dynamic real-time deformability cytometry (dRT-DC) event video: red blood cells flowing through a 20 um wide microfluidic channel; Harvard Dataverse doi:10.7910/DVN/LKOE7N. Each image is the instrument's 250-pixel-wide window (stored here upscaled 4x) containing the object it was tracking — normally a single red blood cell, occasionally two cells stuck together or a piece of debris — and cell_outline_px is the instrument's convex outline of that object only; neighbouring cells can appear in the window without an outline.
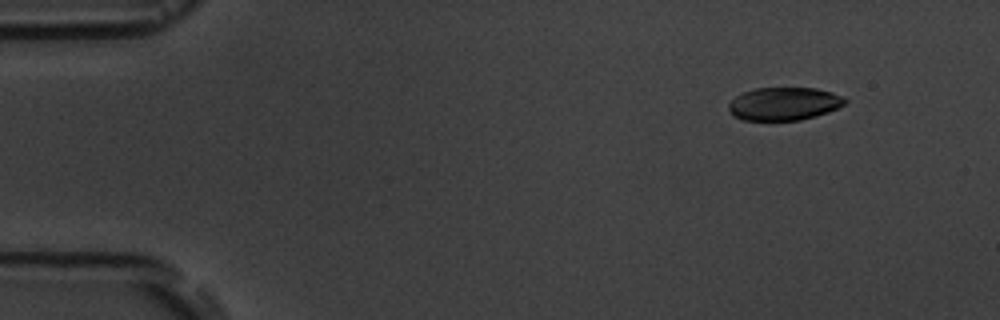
{"species": "common noctule bat (a hibernating species)", "species_latin": "Nyctalus noctula", "temperature_condition": "room temperature", "stored_images_in_passage": 9, "camera_frame_rate_fps": 3000, "um_per_image_px": 0.085, "animal": {"sex": "male", "body_mass_g": 19.5, "forearm_length_mm": 54.6}, "frame": {"image": 1, "passage_image": 2, "time_ms": 1.0, "image_size_px": [1000, 320], "cell_outline_px": [[848, 100], [844, 104], [828, 112], [816, 116], [800, 120], [744, 120], [732, 116], [728, 108], [728, 104], [736, 96], [744, 92], [756, 88], [816, 88], [832, 92]], "centroid_in_image_um": [66.62, 8.82], "position_along_channel_um": 18.4, "area_um2": 22.31}}
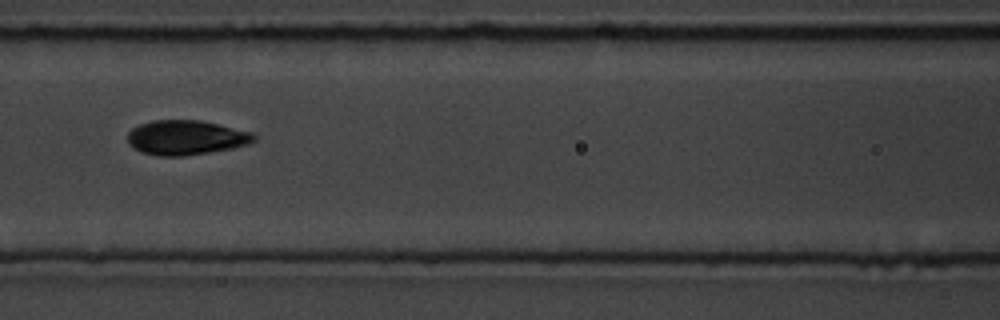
{"frame": {"image": 2, "passage_image": 7, "time_ms": 7.333, "image_size_px": [1000, 320], "cell_outline_px": [[256, 140], [248, 144], [232, 148], [184, 156], [160, 156], [140, 152], [132, 148], [128, 144], [128, 132], [132, 128], [140, 124], [152, 120], [200, 120], [252, 132], [256, 136]], "centroid_in_image_um": [15.78, 11.69], "position_along_channel_um": 150.8, "area_um2": 25.55}}
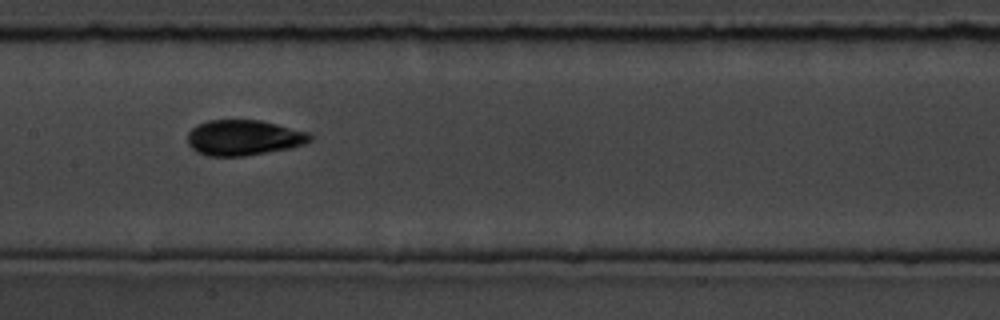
{"frame": {"image": 3, "passage_image": 8, "time_ms": 8.333, "image_size_px": [1000, 320], "cell_outline_px": [[312, 140], [304, 144], [288, 148], [244, 156], [208, 156], [196, 152], [188, 144], [188, 132], [196, 124], [208, 120], [260, 120], [308, 132], [312, 136]], "centroid_in_image_um": [20.68, 11.7], "position_along_channel_um": 186.7, "area_um2": 25.26}}